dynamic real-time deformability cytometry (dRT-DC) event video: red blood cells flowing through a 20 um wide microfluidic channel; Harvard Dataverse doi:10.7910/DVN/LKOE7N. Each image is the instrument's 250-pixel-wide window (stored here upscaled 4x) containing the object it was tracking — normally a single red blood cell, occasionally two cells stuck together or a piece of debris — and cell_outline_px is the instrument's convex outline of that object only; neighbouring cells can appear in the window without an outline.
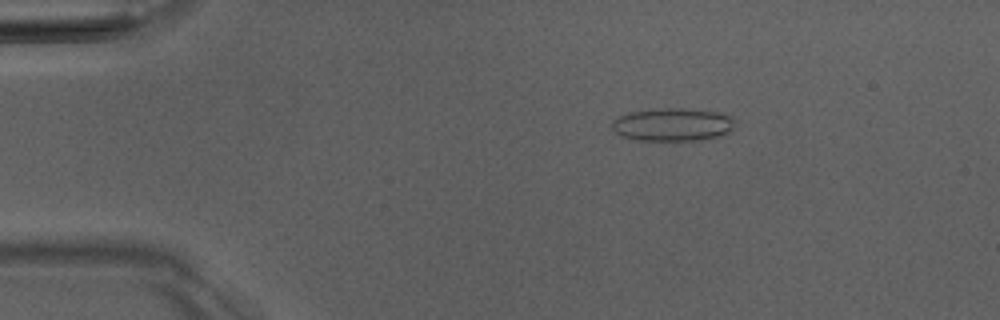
{"species": "Egyptian fruit bat (a non-hibernating species)", "species_latin": "Rousettus aegyptiacus", "temperature_condition": "room temperature", "stored_images_in_passage": 5, "camera_frame_rate_fps": 3000, "um_per_image_px": 0.085, "animal": {"sex": "male"}, "frame": {"image": 1, "passage_image": 2, "time_ms": 1.0, "image_size_px": [1000, 320], "cell_outline_px": [[736, 120], [732, 132], [720, 136], [704, 140], [636, 140], [620, 136], [612, 128], [612, 120], [628, 112], [660, 108], [688, 108], [720, 112], [732, 116]], "centroid_in_image_um": [57.23, 10.58], "position_along_channel_um": 27.8, "area_um2": 24.16}}